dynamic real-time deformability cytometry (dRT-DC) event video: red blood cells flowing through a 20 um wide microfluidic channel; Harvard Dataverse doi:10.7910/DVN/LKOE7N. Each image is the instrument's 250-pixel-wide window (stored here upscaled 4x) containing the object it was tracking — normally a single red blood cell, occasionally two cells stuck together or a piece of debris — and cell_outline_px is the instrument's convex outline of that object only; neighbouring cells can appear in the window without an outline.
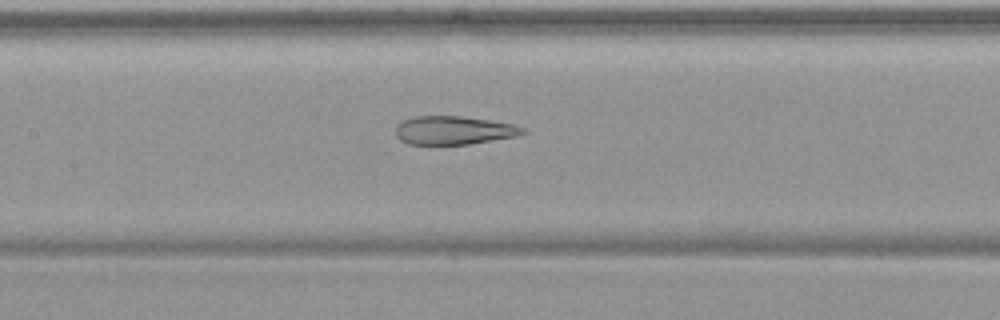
{"species": "common noctule bat (a hibernating species)", "species_latin": "Nyctalus noctula", "temperature_condition": "warm", "stored_images_in_passage": 54, "camera_frame_rate_fps": 3000, "um_per_image_px": 0.085, "animal": {"sex": "female", "body_mass_g": 19.9}, "frame": {"image": 1, "passage_image": 26, "time_ms": 8.333, "image_size_px": [1000, 320], "cell_outline_px": [[524, 132], [516, 136], [468, 144], [408, 144], [400, 140], [396, 136], [396, 124], [404, 120], [416, 116], [460, 116], [516, 124], [524, 128]], "centroid_in_image_um": [38.54, 11.07], "position_along_channel_um": 168.9, "area_um2": 20.92}}
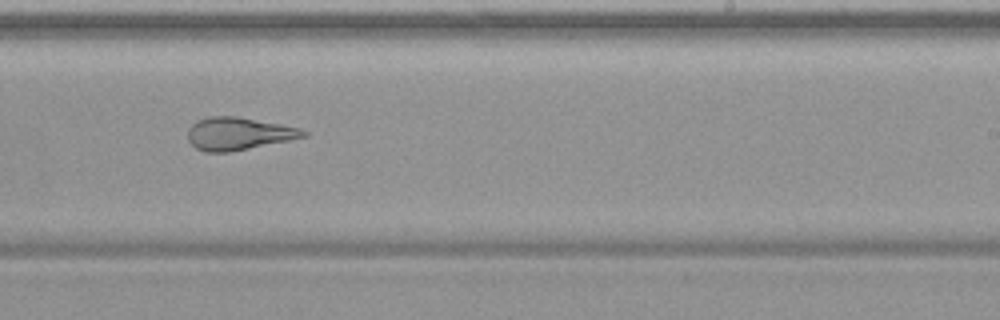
{"frame": {"image": 2, "passage_image": 34, "time_ms": 11.0, "image_size_px": [1000, 320], "cell_outline_px": [[308, 136], [228, 152], [204, 152], [196, 148], [188, 140], [188, 128], [196, 120], [208, 116], [236, 116], [280, 124], [300, 128], [308, 132]], "centroid_in_image_um": [20.24, 11.35], "position_along_channel_um": 268.8, "area_um2": 21.85}}
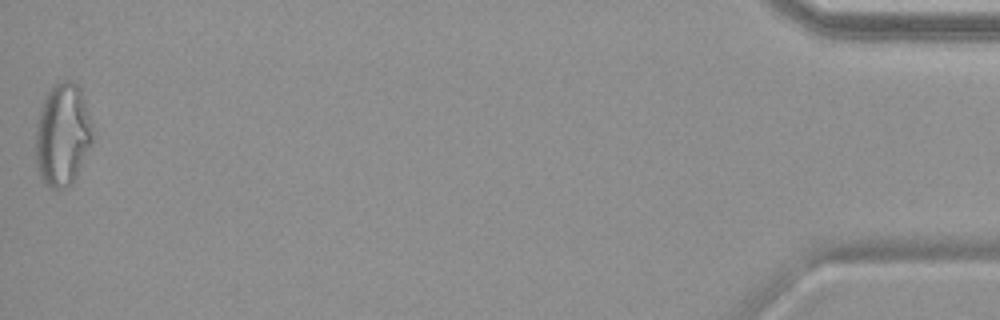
{"frame": {"image": 3, "passage_image": 54, "time_ms": 17.667, "image_size_px": [1000, 320], "cell_outline_px": [[92, 144], [72, 184], [68, 188], [48, 188], [44, 184], [40, 176], [36, 164], [36, 124], [40, 108], [52, 84], [64, 80], [72, 80], [80, 88], [92, 124]], "centroid_in_image_um": [5.31, 11.47], "position_along_channel_um": 429.9, "area_um2": 34.28}, "authors_computed_cell_mechanics": {"area_um2": 28.9578, "velocity_mm_per_s": 3.7606, "shape_relaxation_time_tau1_ms": null, "shape_relaxation_time_tau2_ms": 1.9745, "deformation_change_tau1": null, "deformation_change_tau2": 0.1059}}